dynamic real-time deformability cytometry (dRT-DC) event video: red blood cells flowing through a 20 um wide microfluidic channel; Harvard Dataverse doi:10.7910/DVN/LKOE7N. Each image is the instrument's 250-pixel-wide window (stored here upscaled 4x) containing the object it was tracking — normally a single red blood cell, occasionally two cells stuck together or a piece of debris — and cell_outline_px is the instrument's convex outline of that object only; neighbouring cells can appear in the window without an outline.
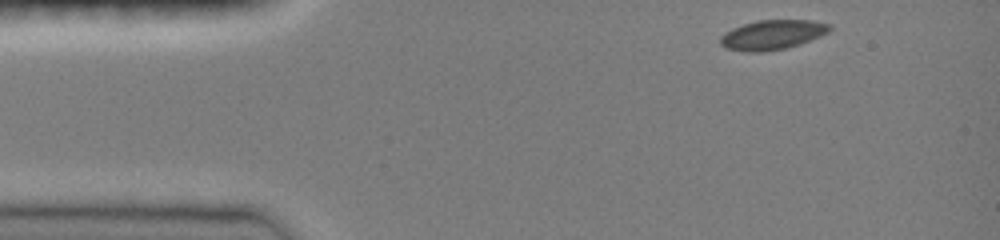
{"species": "common noctule bat (a hibernating species)", "species_latin": "Nyctalus noctula", "temperature_condition": "room temperature", "stored_images_in_passage": 35, "camera_frame_rate_fps": 3000, "um_per_image_px": 0.085, "animal": {"sex": "female", "body_mass_g": 19.0, "forearm_length_mm": 51.5}, "frame": {"image": 1, "passage_image": 1, "time_ms": 0.0, "image_size_px": [1000, 240], "cell_outline_px": [[832, 28], [828, 32], [820, 36], [800, 44], [784, 48], [760, 52], [748, 52], [724, 48], [720, 44], [720, 36], [724, 32], [732, 28], [756, 20], [812, 20], [832, 24]], "centroid_in_image_um": [65.64, 2.95], "position_along_channel_um": 19.4, "area_um2": 18.96}}
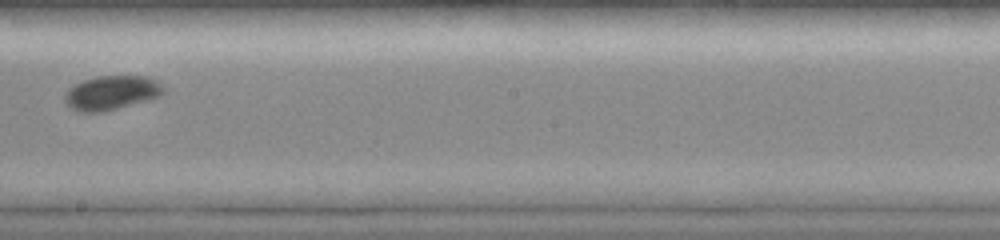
{"frame": {"image": 2, "passage_image": 23, "time_ms": 7.333, "image_size_px": [1000, 240], "cell_outline_px": [[164, 92], [160, 96], [104, 112], [80, 112], [72, 108], [64, 100], [64, 96], [68, 88], [84, 80], [96, 76], [148, 76], [156, 80], [164, 88]], "centroid_in_image_um": [9.47, 7.88], "position_along_channel_um": 238.7, "area_um2": 19.54}}
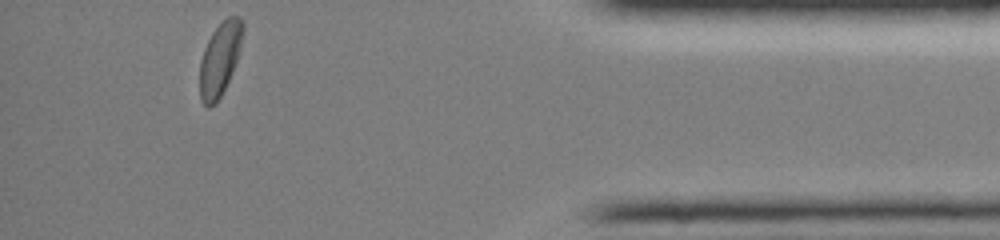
{"frame": {"image": 3, "passage_image": 35, "time_ms": 12.667, "image_size_px": [1000, 240], "cell_outline_px": [[244, 32], [240, 48], [232, 72], [216, 104], [208, 108], [200, 100], [200, 60], [204, 48], [212, 32], [228, 16], [240, 16], [244, 24]], "centroid_in_image_um": [18.69, 5.0], "position_along_channel_um": 416.5, "area_um2": 18.32}, "authors_computed_cell_mechanics": {"area_um2": 19.1318, "velocity_mm_per_s": 3.974, "shape_relaxation_time_tau1_ms": 4.3896, "shape_relaxation_time_tau2_ms": null, "deformation_change_tau1": 0.1055, "deformation_change_tau2": null}}